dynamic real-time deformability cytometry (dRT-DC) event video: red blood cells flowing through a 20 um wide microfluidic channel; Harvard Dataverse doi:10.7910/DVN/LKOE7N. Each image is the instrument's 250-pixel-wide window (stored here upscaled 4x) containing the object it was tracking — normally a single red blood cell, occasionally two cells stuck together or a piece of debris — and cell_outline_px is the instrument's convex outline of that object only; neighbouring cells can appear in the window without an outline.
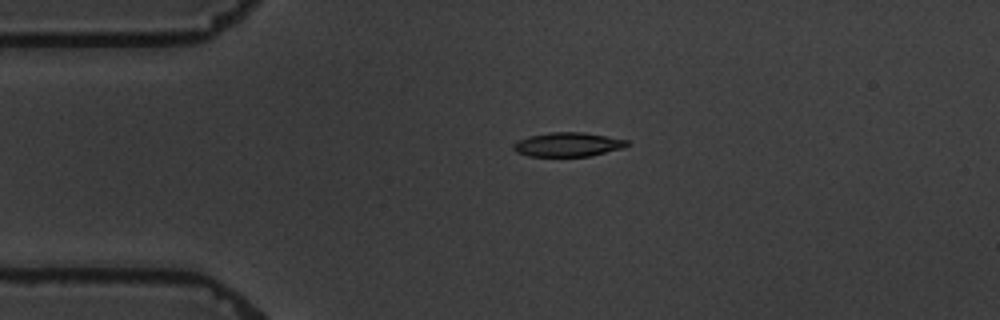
{"species": "common noctule bat (a hibernating species)", "species_latin": "Nyctalus noctula", "temperature_condition": "warm", "stored_images_in_passage": 4, "camera_frame_rate_fps": 3000, "um_per_image_px": 0.085, "animal": {"sex": "male", "body_mass_g": 19.5, "forearm_length_mm": 54.6}, "frame": {"image": 1, "passage_image": 3, "time_ms": 3.333, "image_size_px": [1000, 320], "cell_outline_px": [[628, 144], [624, 148], [588, 156], [528, 156], [516, 152], [512, 148], [512, 144], [528, 136], [552, 132], [584, 132], [628, 140]], "centroid_in_image_um": [48.25, 12.28], "position_along_channel_um": 36.7, "area_um2": 15.9}}